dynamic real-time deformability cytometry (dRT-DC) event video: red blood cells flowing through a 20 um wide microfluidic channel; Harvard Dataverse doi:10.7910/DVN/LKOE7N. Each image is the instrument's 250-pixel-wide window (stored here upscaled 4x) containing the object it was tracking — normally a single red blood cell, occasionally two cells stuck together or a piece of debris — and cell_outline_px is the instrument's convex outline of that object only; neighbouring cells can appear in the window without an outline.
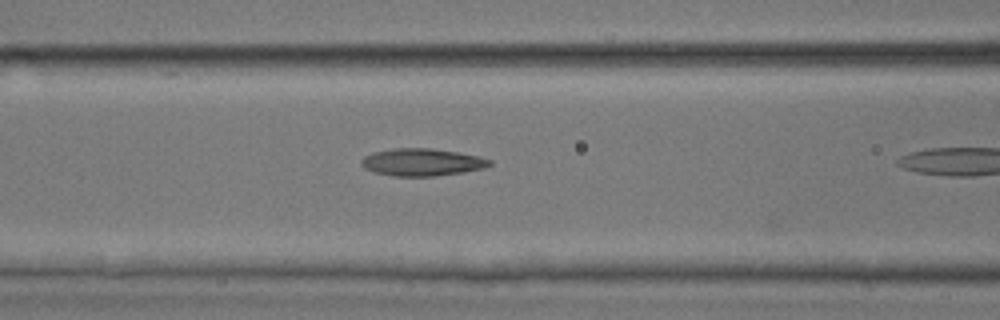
{"species": "common noctule bat (a hibernating species)", "species_latin": "Nyctalus noctula", "temperature_condition": "room temperature", "stored_images_in_passage": 6, "camera_frame_rate_fps": 3000, "um_per_image_px": 0.085, "animal": {"sex": "male", "body_mass_g": 17.9, "forearm_length_mm": 54.2}, "frame": {"image": 1, "passage_image": 5, "time_ms": 1.333, "image_size_px": [1000, 320], "cell_outline_px": [[492, 164], [484, 168], [464, 172], [436, 176], [392, 176], [372, 172], [364, 168], [360, 164], [360, 160], [364, 156], [372, 152], [396, 148], [432, 148], [480, 156], [492, 160]], "centroid_in_image_um": [35.85, 13.79], "position_along_channel_um": 130.8, "area_um2": 20.69}}